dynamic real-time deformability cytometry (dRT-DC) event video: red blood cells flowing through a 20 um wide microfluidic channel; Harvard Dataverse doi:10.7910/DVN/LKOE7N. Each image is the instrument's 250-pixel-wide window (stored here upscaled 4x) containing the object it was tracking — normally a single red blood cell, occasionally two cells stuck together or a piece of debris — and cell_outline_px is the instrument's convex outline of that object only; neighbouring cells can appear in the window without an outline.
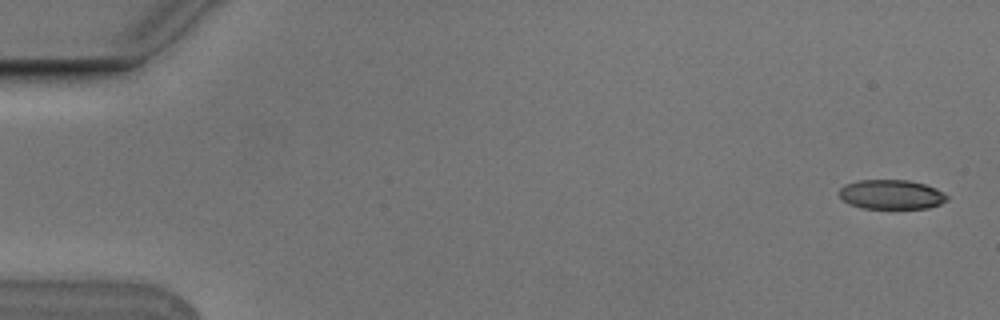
{"species": "Egyptian fruit bat (a non-hibernating species)", "species_latin": "Rousettus aegyptiacus", "temperature_condition": "cold", "stored_images_in_passage": 56, "camera_frame_rate_fps": 3000, "um_per_image_px": 0.085, "animal": {"sex": "male"}, "frame": {"image": 1, "passage_image": 2, "time_ms": 0.333, "image_size_px": [1000, 320], "cell_outline_px": [[948, 200], [940, 204], [928, 208], [860, 208], [848, 204], [840, 196], [840, 188], [844, 184], [856, 180], [908, 180], [924, 184], [936, 188], [944, 192], [948, 196]], "centroid_in_image_um": [75.76, 16.53], "position_along_channel_um": 9.2, "area_um2": 18.61}}
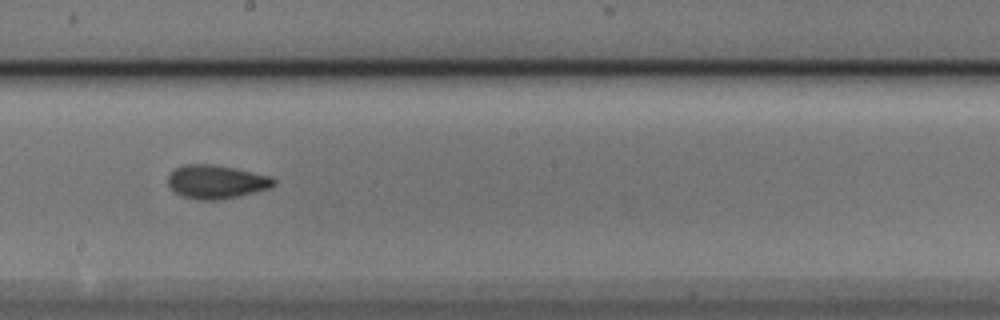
{"frame": {"image": 2, "passage_image": 31, "time_ms": 10.0, "image_size_px": [1000, 320], "cell_outline_px": [[276, 184], [272, 188], [240, 196], [220, 200], [196, 200], [180, 196], [168, 184], [168, 176], [176, 168], [184, 164], [212, 164], [232, 168], [268, 176], [276, 180]], "centroid_in_image_um": [18.38, 15.48], "position_along_channel_um": 229.8, "area_um2": 20.69}}
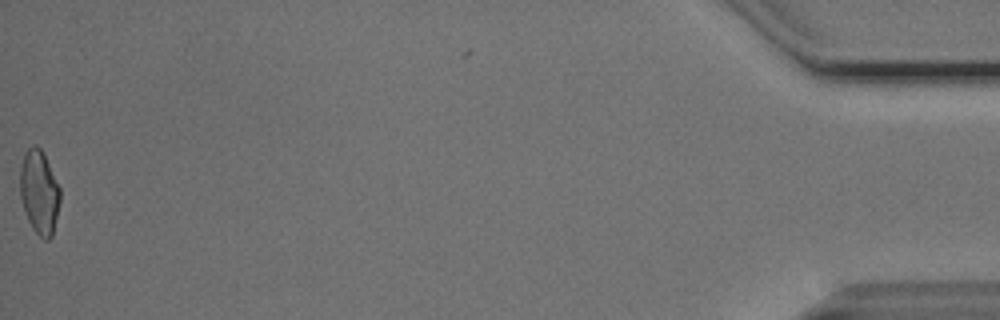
{"frame": {"image": 3, "passage_image": 55, "time_ms": 18.0, "image_size_px": [1000, 320], "cell_outline_px": [[60, 200], [52, 236], [48, 240], [44, 240], [32, 228], [28, 220], [20, 196], [20, 164], [24, 152], [32, 144], [36, 144], [40, 148], [60, 188]], "centroid_in_image_um": [3.32, 16.32], "position_along_channel_um": 431.9, "area_um2": 19.42}, "authors_computed_cell_mechanics": {"area_um2": 19.6809, "velocity_mm_per_s": 3.7706, "shape_relaxation_time_tau1_ms": 5.9359, "shape_relaxation_time_tau2_ms": 2.3789, "deformation_change_tau1": 0.1604, "deformation_change_tau2": 0.0894}}